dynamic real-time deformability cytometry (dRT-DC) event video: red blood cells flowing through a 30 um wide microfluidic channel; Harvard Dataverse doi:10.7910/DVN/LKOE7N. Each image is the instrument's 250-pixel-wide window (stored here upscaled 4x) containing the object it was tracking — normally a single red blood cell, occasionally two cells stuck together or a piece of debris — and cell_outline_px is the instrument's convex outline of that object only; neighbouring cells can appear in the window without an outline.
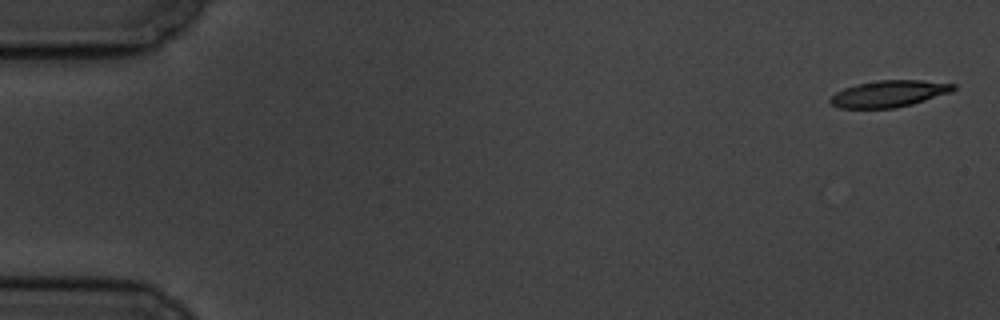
{"species": "common noctule bat (a hibernating species)", "species_latin": "Nyctalus noctula", "temperature_condition": "cold", "stored_images_in_passage": 5, "camera_frame_rate_fps": 3000, "um_per_image_px": 0.085, "animal": {"sex": "male", "body_mass_g": 19.5, "forearm_length_mm": 54.6}, "frame": {"image": 1, "passage_image": 1, "time_ms": 0.0, "image_size_px": [1000, 320], "cell_outline_px": [[956, 88], [952, 92], [912, 104], [896, 108], [840, 108], [832, 104], [828, 100], [836, 92], [844, 88], [856, 84], [880, 80], [920, 80], [956, 84]], "centroid_in_image_um": [75.58, 7.96], "position_along_channel_um": 9.4, "area_um2": 19.07}}
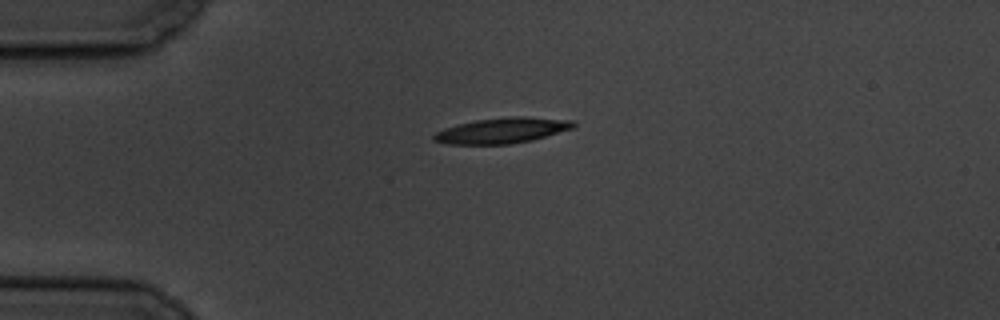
{"frame": {"image": 2, "passage_image": 4, "time_ms": 4.333, "image_size_px": [1000, 320], "cell_outline_px": [[576, 128], [532, 140], [512, 144], [448, 144], [432, 140], [432, 136], [436, 132], [444, 128], [476, 120], [512, 116], [524, 116], [576, 120]], "centroid_in_image_um": [42.75, 11.09], "position_along_channel_um": 42.2, "area_um2": 20.98}}